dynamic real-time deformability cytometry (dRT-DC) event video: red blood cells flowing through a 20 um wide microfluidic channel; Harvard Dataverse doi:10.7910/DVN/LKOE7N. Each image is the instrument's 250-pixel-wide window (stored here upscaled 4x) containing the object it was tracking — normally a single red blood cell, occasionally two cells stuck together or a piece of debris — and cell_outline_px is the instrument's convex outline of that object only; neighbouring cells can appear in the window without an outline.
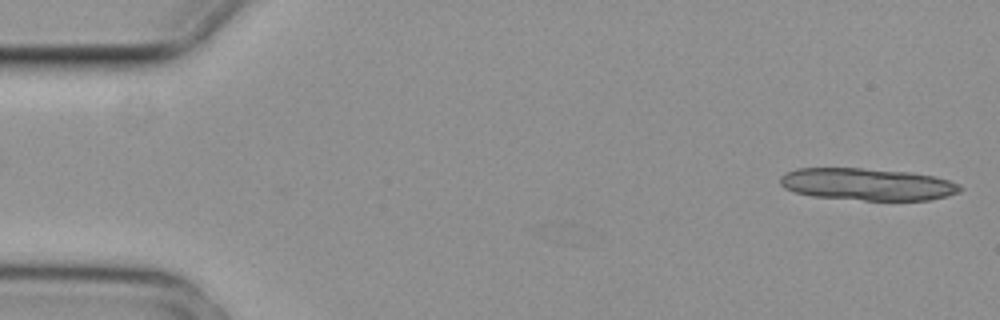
{"species": "common noctule bat (a hibernating species)", "species_latin": "Nyctalus noctula", "temperature_condition": "cold", "stored_images_in_passage": 5, "camera_frame_rate_fps": 3000, "um_per_image_px": 0.085, "animal": {"sex": "female", "body_mass_g": 29.2, "forearm_length_mm": 56.3}, "frame": {"image": 1, "passage_image": 1, "time_ms": 0.0, "image_size_px": [1000, 320], "cell_outline_px": [[964, 188], [960, 192], [948, 196], [928, 200], [864, 200], [812, 196], [796, 192], [784, 188], [780, 184], [780, 176], [796, 168], [864, 168], [912, 172], [936, 176], [960, 184]], "centroid_in_image_um": [73.77, 15.66], "position_along_channel_um": 11.2, "area_um2": 33.93}}